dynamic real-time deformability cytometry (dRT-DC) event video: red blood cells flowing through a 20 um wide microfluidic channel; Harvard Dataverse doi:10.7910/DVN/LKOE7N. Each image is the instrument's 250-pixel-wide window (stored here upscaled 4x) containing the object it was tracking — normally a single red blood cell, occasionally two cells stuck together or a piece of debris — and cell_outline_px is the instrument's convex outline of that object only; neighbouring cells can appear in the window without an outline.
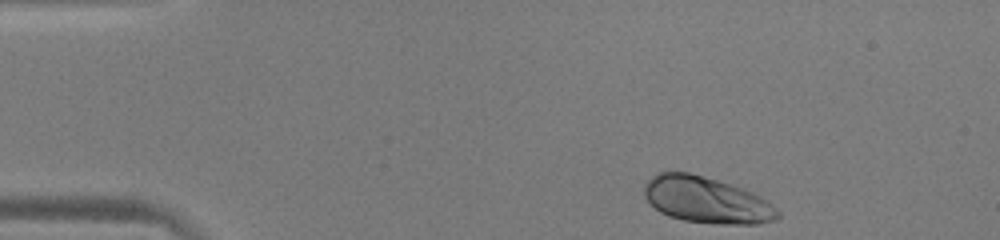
{"species": "human", "species_latin": "Homo sapiens", "temperature_condition": "warm", "stored_images_in_passage": 45, "camera_frame_rate_fps": 3000, "um_per_image_px": 0.085, "donor": {"sex": "male"}, "frame": {"image": 1, "passage_image": 1, "time_ms": 0.0, "image_size_px": [1000, 240], "cell_outline_px": [[780, 216], [776, 220], [760, 224], [716, 224], [684, 220], [668, 216], [660, 212], [644, 196], [644, 184], [656, 172], [688, 172], [744, 188], [760, 196], [776, 208], [780, 212]], "centroid_in_image_um": [60.06, 17.01], "position_along_channel_um": 24.9, "area_um2": 36.01}}
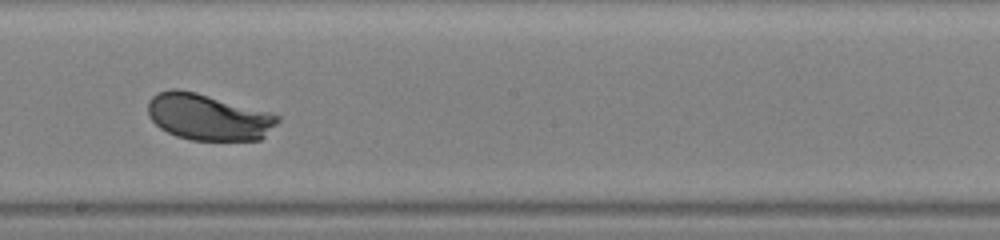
{"frame": {"image": 2, "passage_image": 23, "time_ms": 7.333, "image_size_px": [1000, 240], "cell_outline_px": [[280, 120], [260, 140], [192, 140], [176, 136], [160, 128], [148, 116], [148, 100], [152, 96], [160, 92], [172, 88], [176, 88], [196, 92], [268, 112], [280, 116]], "centroid_in_image_um": [17.67, 9.95], "position_along_channel_um": 230.5, "area_um2": 34.8}}
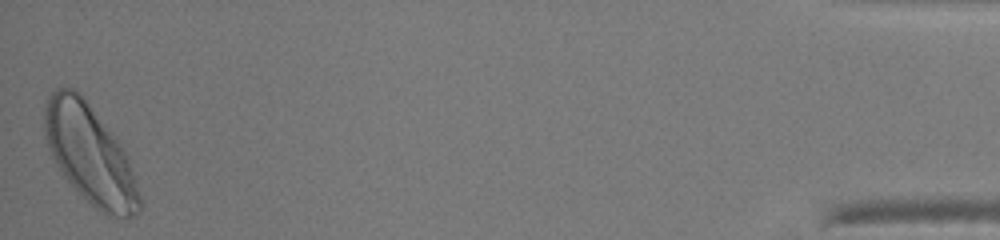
{"frame": {"image": 3, "passage_image": 45, "time_ms": 14.667, "image_size_px": [1000, 240], "cell_outline_px": [[140, 208], [136, 216], [128, 220], [108, 216], [100, 212], [64, 176], [52, 156], [44, 136], [44, 108], [48, 96], [56, 88], [72, 88], [80, 92], [120, 144], [128, 160], [140, 196]], "centroid_in_image_um": [7.63, 13.14], "position_along_channel_um": 427.6, "area_um2": 53.93}, "authors_computed_cell_mechanics": {"area_um2": 35.3736, "velocity_mm_per_s": 3.9294, "shape_relaxation_time_tau1_ms": 1.7494, "shape_relaxation_time_tau2_ms": null, "deformation_change_tau1": 0.1468, "deformation_change_tau2": null}}